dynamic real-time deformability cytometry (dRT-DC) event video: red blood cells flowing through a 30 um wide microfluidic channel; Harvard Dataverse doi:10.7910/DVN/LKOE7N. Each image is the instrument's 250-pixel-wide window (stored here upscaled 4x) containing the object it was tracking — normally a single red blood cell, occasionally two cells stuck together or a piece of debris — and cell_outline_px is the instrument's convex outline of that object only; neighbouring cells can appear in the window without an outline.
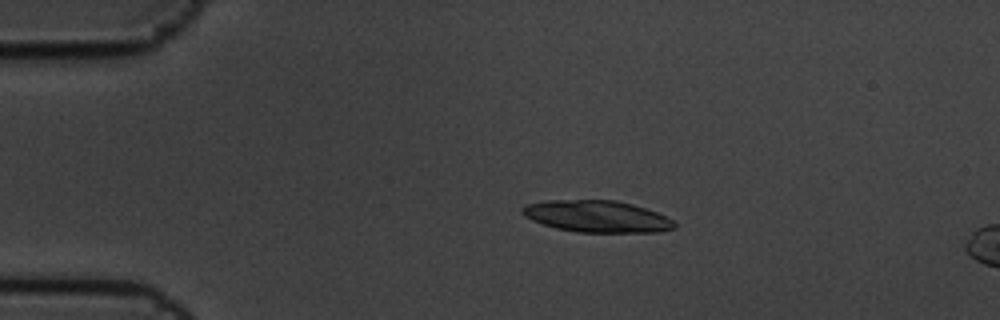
{"species": "common noctule bat (a hibernating species)", "species_latin": "Nyctalus noctula", "temperature_condition": "cold", "stored_images_in_passage": 5, "camera_frame_rate_fps": 3000, "um_per_image_px": 0.085, "animal": {"sex": "male", "body_mass_g": 19.5, "forearm_length_mm": 54.6}, "frame": {"image": 1, "passage_image": 3, "time_ms": 0.667, "image_size_px": [1000, 320], "cell_outline_px": [[676, 228], [660, 232], [576, 232], [556, 228], [532, 220], [524, 216], [520, 212], [520, 208], [524, 204], [548, 200], [616, 200], [632, 204], [656, 212], [672, 220], [676, 224]], "centroid_in_image_um": [50.71, 18.39], "position_along_channel_um": 34.3, "area_um2": 28.21}}